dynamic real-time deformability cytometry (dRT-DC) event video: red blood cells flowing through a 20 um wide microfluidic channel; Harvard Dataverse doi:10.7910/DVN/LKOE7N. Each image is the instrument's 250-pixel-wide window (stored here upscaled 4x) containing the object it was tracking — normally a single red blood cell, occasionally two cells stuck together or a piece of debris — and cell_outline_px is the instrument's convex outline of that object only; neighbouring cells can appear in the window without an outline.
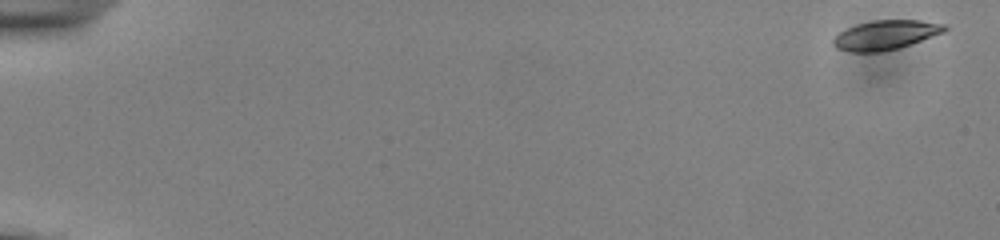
{"species": "common noctule bat (a hibernating species)", "species_latin": "Nyctalus noctula", "temperature_condition": "cold", "stored_images_in_passage": 54, "camera_frame_rate_fps": 3000, "um_per_image_px": 0.085, "animal": {"sex": "male", "body_mass_g": 13.0, "forearm_length_mm": 53.1}, "frame": {"image": 1, "passage_image": 1, "time_ms": 0.0, "image_size_px": [1000, 240], "cell_outline_px": [[948, 28], [944, 32], [896, 48], [880, 52], [848, 52], [836, 48], [832, 44], [832, 40], [840, 32], [856, 24], [872, 20], [920, 20], [948, 24]], "centroid_in_image_um": [75.26, 2.96], "position_along_channel_um": 9.7, "area_um2": 18.96}}
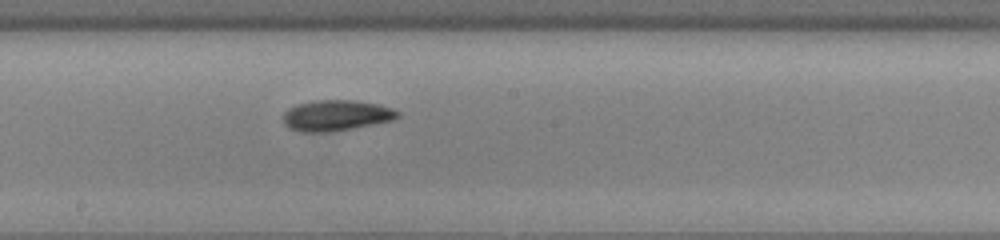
{"frame": {"image": 2, "passage_image": 31, "time_ms": 10.0, "image_size_px": [1000, 240], "cell_outline_px": [[400, 116], [392, 120], [332, 132], [300, 132], [288, 128], [284, 124], [284, 112], [288, 108], [296, 104], [316, 100], [352, 100], [380, 104], [392, 108], [400, 112]], "centroid_in_image_um": [28.56, 9.81], "position_along_channel_um": 219.6, "area_um2": 20.63}}
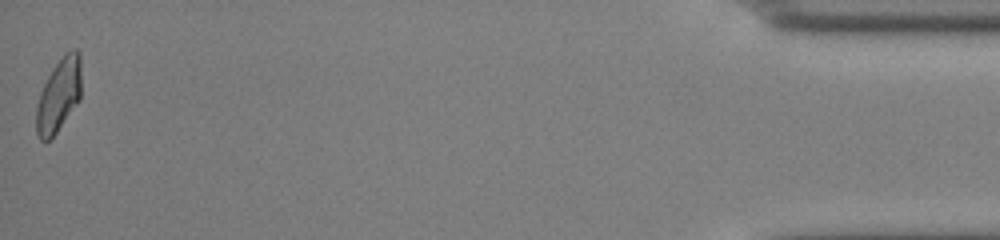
{"frame": {"image": 3, "passage_image": 54, "time_ms": 17.667, "image_size_px": [1000, 240], "cell_outline_px": [[80, 100], [56, 132], [48, 140], [40, 140], [36, 132], [36, 108], [40, 92], [48, 76], [64, 52], [72, 48], [76, 48], [80, 52]], "centroid_in_image_um": [5.0, 8.05], "position_along_channel_um": 430.2, "area_um2": 19.13}, "authors_computed_cell_mechanics": {"area_um2": 19.5942, "velocity_mm_per_s": 3.8609, "shape_relaxation_time_tau1_ms": 2.798, "shape_relaxation_time_tau2_ms": 4.6063, "deformation_change_tau1": 0.1284, "deformation_change_tau2": 0.1128}}